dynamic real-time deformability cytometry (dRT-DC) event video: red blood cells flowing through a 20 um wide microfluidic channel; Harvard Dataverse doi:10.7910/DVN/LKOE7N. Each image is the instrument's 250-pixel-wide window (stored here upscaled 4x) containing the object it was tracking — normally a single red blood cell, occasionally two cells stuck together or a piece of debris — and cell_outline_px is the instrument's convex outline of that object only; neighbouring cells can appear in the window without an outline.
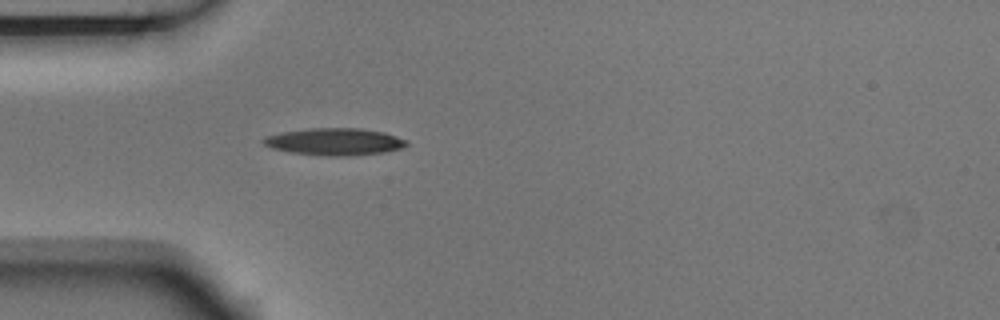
{"species": "Egyptian fruit bat (a non-hibernating species)", "species_latin": "Rousettus aegyptiacus", "temperature_condition": "room temperature", "stored_images_in_passage": 1, "camera_frame_rate_fps": 3000, "um_per_image_px": 0.085, "animal": {"sex": "male"}, "frame": {"image": 1, "passage_image": 1, "time_ms": 0.0, "image_size_px": [1000, 320], "cell_outline_px": [[408, 144], [404, 148], [384, 152], [348, 156], [320, 156], [288, 152], [272, 148], [264, 144], [260, 140], [264, 136], [280, 132], [308, 128], [360, 128], [384, 132], [408, 140]], "centroid_in_image_um": [28.42, 12.04], "position_along_channel_um": 56.6, "area_um2": 23.0}}